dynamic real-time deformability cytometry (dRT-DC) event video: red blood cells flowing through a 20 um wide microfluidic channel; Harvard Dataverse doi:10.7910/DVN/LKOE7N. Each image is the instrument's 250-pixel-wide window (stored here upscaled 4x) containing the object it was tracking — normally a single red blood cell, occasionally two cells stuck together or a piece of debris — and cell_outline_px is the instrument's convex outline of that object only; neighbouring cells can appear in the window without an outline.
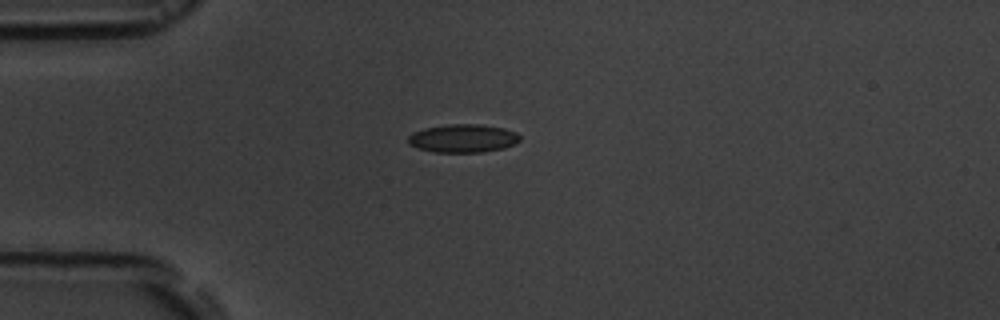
{"species": "common noctule bat (a hibernating species)", "species_latin": "Nyctalus noctula", "temperature_condition": "room temperature", "stored_images_in_passage": 4, "camera_frame_rate_fps": 3000, "um_per_image_px": 0.085, "animal": {"sex": "male", "body_mass_g": 19.5, "forearm_length_mm": 54.6}, "frame": {"image": 1, "passage_image": 3, "time_ms": 10.667, "image_size_px": [1000, 320], "cell_outline_px": [[520, 140], [516, 144], [504, 148], [484, 152], [432, 152], [416, 148], [408, 144], [408, 136], [412, 132], [424, 128], [448, 124], [480, 124], [504, 128], [516, 132], [520, 136]], "centroid_in_image_um": [39.34, 11.76], "position_along_channel_um": 45.7, "area_um2": 18.67}}